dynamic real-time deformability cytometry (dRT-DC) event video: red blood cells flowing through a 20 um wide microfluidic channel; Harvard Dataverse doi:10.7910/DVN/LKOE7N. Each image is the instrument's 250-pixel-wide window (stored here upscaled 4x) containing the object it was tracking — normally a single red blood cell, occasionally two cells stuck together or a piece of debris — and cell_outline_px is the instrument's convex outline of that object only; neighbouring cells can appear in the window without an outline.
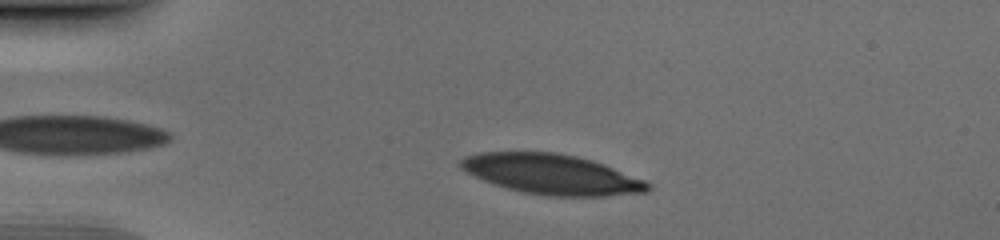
{"species": "human", "species_latin": "Homo sapiens", "temperature_condition": "cold", "stored_images_in_passage": 40, "camera_frame_rate_fps": 3000, "um_per_image_px": 0.085, "donor": {"sex": "male"}, "frame": {"image": 1, "passage_image": 8, "time_ms": 2.333, "image_size_px": [1000, 240], "cell_outline_px": [[652, 188], [648, 192], [604, 196], [548, 196], [520, 192], [484, 180], [460, 168], [456, 164], [464, 156], [476, 152], [556, 152], [576, 156], [592, 160], [604, 164], [644, 180], [652, 184]], "centroid_in_image_um": [46.89, 14.81], "position_along_channel_um": 38.1, "area_um2": 43.81}}
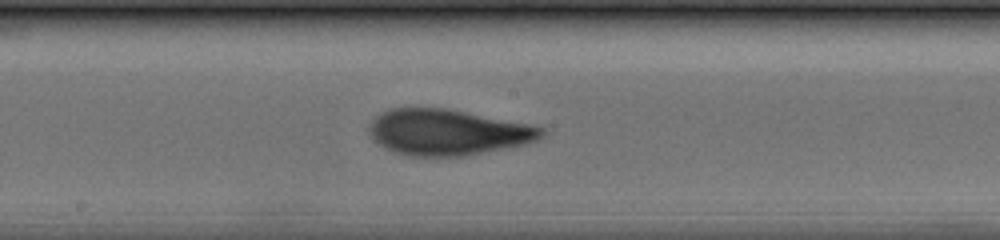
{"frame": {"image": 2, "passage_image": 24, "time_ms": 7.667, "image_size_px": [1000, 240], "cell_outline_px": [[548, 132], [544, 136], [528, 144], [512, 148], [464, 156], [408, 156], [396, 152], [380, 144], [368, 132], [368, 124], [380, 112], [388, 108], [444, 108], [532, 124], [544, 128]], "centroid_in_image_um": [38.12, 11.24], "position_along_channel_um": 210.1, "area_um2": 46.47}}
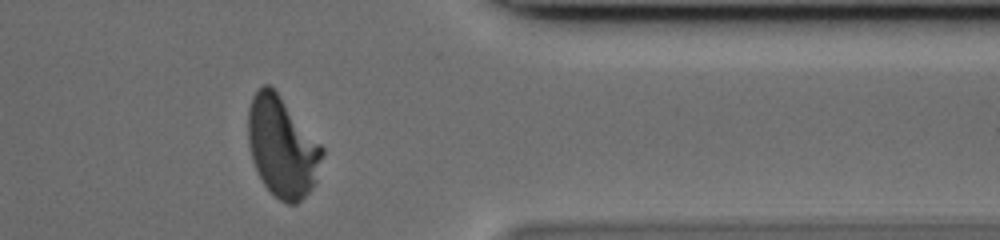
{"frame": {"image": 3, "passage_image": 38, "time_ms": 12.333, "image_size_px": [1000, 240], "cell_outline_px": [[324, 152], [316, 184], [296, 204], [288, 204], [280, 200], [264, 184], [252, 160], [248, 144], [248, 108], [252, 96], [264, 84], [268, 84], [276, 92], [324, 148]], "centroid_in_image_um": [23.98, 12.51], "position_along_channel_um": 387.4, "area_um2": 42.83}}